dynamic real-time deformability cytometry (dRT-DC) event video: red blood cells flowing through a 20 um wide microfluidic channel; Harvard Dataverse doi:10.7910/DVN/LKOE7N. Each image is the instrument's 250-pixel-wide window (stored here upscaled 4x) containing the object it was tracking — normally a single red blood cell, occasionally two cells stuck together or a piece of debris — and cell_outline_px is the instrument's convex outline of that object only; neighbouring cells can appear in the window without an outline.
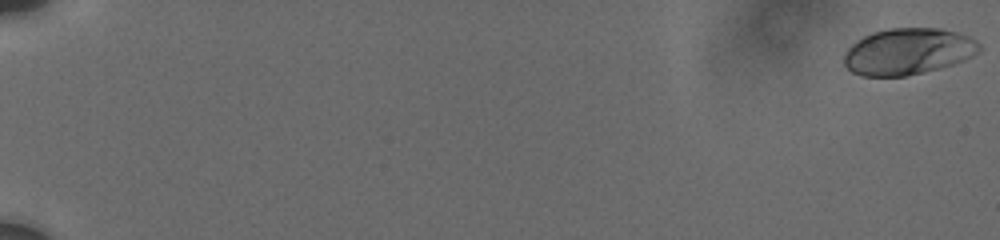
{"species": "human", "species_latin": "Homo sapiens", "temperature_condition": "cold", "stored_images_in_passage": 58, "camera_frame_rate_fps": 3000, "um_per_image_px": 0.085, "donor": {"sex": "male"}, "frame": {"image": 1, "passage_image": 1, "time_ms": 0.0, "image_size_px": [1000, 240], "cell_outline_px": [[984, 48], [980, 52], [964, 60], [952, 64], [924, 72], [904, 76], [860, 76], [852, 72], [844, 64], [844, 56], [848, 48], [856, 40], [872, 32], [888, 28], [940, 28], [956, 32], [968, 36], [976, 40]], "centroid_in_image_um": [77.19, 4.37], "position_along_channel_um": 7.8, "area_um2": 36.76}}
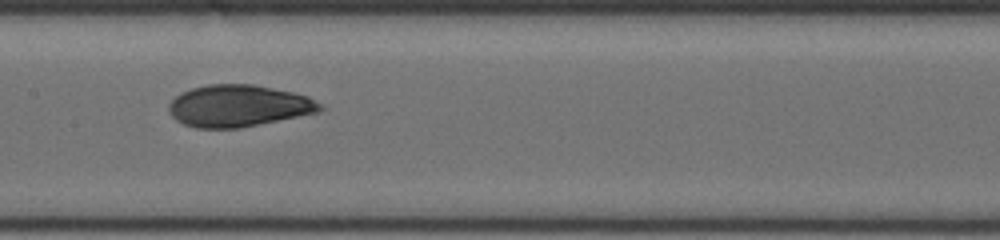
{"frame": {"image": 2, "passage_image": 34, "time_ms": 10.667, "image_size_px": [1000, 240], "cell_outline_px": [[324, 108], [320, 112], [240, 128], [196, 128], [184, 124], [176, 120], [172, 116], [168, 108], [168, 104], [180, 92], [192, 88], [208, 84], [252, 84], [292, 92], [308, 96], [324, 104]], "centroid_in_image_um": [20.29, 9.0], "position_along_channel_um": 187.1, "area_um2": 37.05}}
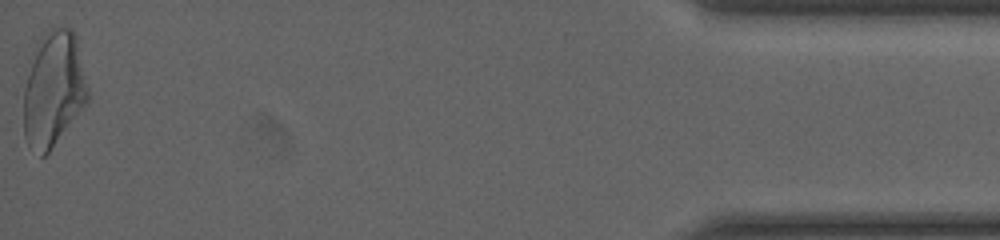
{"frame": {"image": 3, "passage_image": 58, "time_ms": 19.333, "image_size_px": [1000, 240], "cell_outline_px": [[88, 100], [48, 152], [44, 156], [40, 156], [28, 144], [24, 136], [24, 88], [36, 44], [48, 28], [72, 28], [76, 36], [88, 88]], "centroid_in_image_um": [4.54, 7.55], "position_along_channel_um": 430.7, "area_um2": 42.43}, "authors_computed_cell_mechanics": {"area_um2": 36.6741, "velocity_mm_per_s": 3.7159, "shape_relaxation_time_tau1_ms": 4.8345, "shape_relaxation_time_tau2_ms": 1.4874, "deformation_change_tau1": 0.1576, "deformation_change_tau2": 0.0606}}